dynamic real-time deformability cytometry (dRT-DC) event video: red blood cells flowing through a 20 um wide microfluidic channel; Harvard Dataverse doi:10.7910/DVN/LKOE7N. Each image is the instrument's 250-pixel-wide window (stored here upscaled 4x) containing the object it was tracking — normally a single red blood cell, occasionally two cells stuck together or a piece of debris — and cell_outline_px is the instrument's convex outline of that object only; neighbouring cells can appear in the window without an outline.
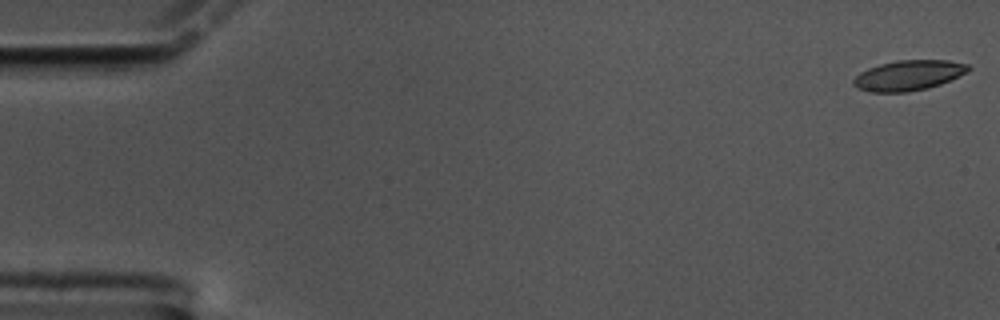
{"species": "common noctule bat (a hibernating species)", "species_latin": "Nyctalus noctula", "temperature_condition": "cold", "stored_images_in_passage": 60, "camera_frame_rate_fps": 3000, "um_per_image_px": 0.085, "animal": {"sex": "male", "body_mass_g": 17.5, "forearm_length_mm": 52.3}, "frame": {"image": 1, "passage_image": 1, "time_ms": 0.0, "image_size_px": [1000, 320], "cell_outline_px": [[972, 68], [968, 72], [940, 84], [928, 88], [908, 92], [868, 92], [856, 88], [852, 84], [852, 80], [860, 72], [868, 68], [880, 64], [896, 60], [948, 60], [968, 64]], "centroid_in_image_um": [77.21, 6.41], "position_along_channel_um": 7.8, "area_um2": 20.4}}
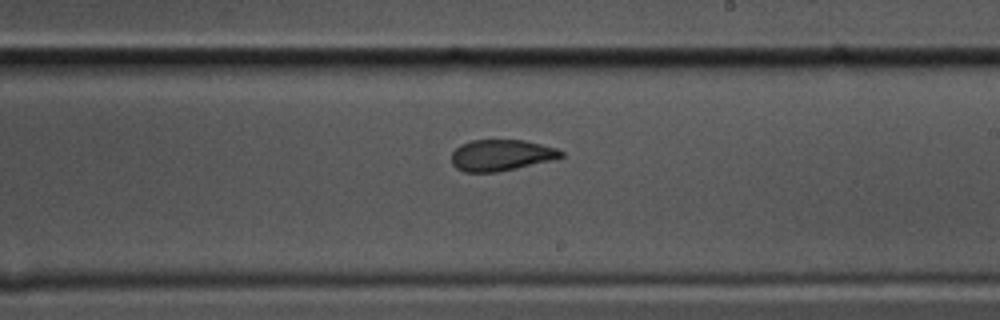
{"frame": {"image": 2, "passage_image": 35, "time_ms": 11.333, "image_size_px": [1000, 320], "cell_outline_px": [[564, 156], [552, 160], [516, 168], [496, 172], [464, 172], [456, 168], [452, 164], [452, 152], [460, 144], [472, 140], [524, 140], [556, 148], [564, 152]], "centroid_in_image_um": [42.58, 13.19], "position_along_channel_um": 246.4, "area_um2": 19.88}}
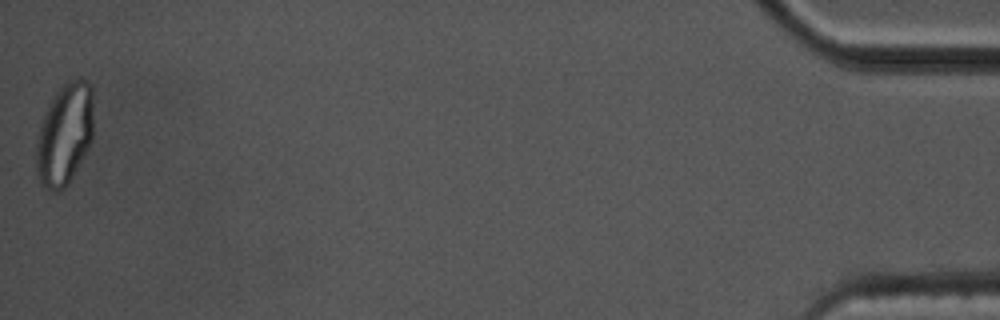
{"frame": {"image": 3, "passage_image": 60, "time_ms": 19.667, "image_size_px": [1000, 320], "cell_outline_px": [[92, 140], [88, 148], [68, 184], [60, 192], [52, 192], [44, 188], [40, 184], [36, 176], [36, 144], [40, 124], [56, 92], [68, 80], [80, 76], [88, 80], [92, 84]], "centroid_in_image_um": [5.49, 11.43], "position_along_channel_um": 429.7, "area_um2": 34.22}, "authors_computed_cell_mechanics": {"area_um2": 20.8658, "velocity_mm_per_s": 3.3458, "shape_relaxation_time_tau1_ms": 10.3528, "shape_relaxation_time_tau2_ms": 2.0576, "deformation_change_tau1": 0.1972, "deformation_change_tau2": 0.0541}}